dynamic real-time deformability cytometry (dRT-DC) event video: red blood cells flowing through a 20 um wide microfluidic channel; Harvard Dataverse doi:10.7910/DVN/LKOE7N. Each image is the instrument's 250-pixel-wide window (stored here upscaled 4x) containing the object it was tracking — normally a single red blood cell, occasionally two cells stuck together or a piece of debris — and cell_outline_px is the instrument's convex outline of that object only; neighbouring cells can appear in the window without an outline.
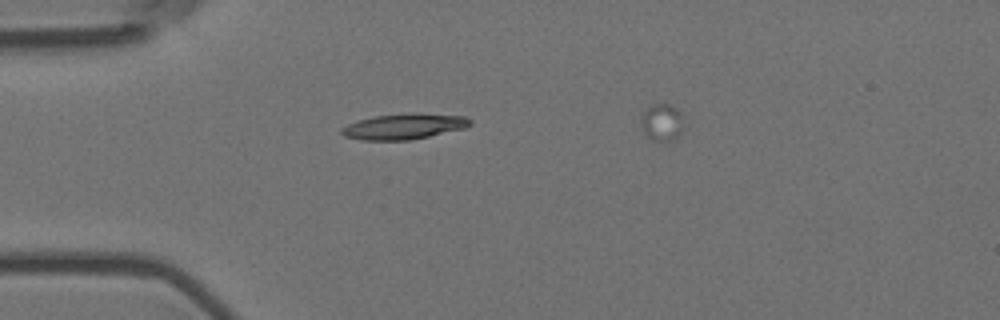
{"species": "Egyptian fruit bat (a non-hibernating species)", "species_latin": "Rousettus aegyptiacus", "temperature_condition": "room temperature", "stored_images_in_passage": 5, "camera_frame_rate_fps": 3000, "um_per_image_px": 0.085, "animal": {"sex": "female"}, "frame": {"image": 1, "passage_image": 3, "time_ms": 0.667, "image_size_px": [1000, 320], "cell_outline_px": [[472, 124], [464, 128], [412, 140], [360, 140], [344, 136], [340, 132], [340, 128], [356, 120], [376, 116], [468, 116], [472, 120]], "centroid_in_image_um": [34.26, 10.81], "position_along_channel_um": 50.7, "area_um2": 18.15}}